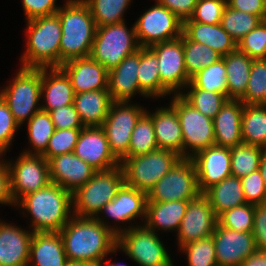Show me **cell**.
<instances>
[{
  "label": "cell",
  "mask_w": 266,
  "mask_h": 266,
  "mask_svg": "<svg viewBox=\"0 0 266 266\" xmlns=\"http://www.w3.org/2000/svg\"><path fill=\"white\" fill-rule=\"evenodd\" d=\"M186 253L188 266H218L213 237H207L180 247Z\"/></svg>",
  "instance_id": "bcb514c9"
},
{
  "label": "cell",
  "mask_w": 266,
  "mask_h": 266,
  "mask_svg": "<svg viewBox=\"0 0 266 266\" xmlns=\"http://www.w3.org/2000/svg\"><path fill=\"white\" fill-rule=\"evenodd\" d=\"M41 81L42 68L21 67L11 84L0 91L19 126L41 110Z\"/></svg>",
  "instance_id": "ba28073f"
},
{
  "label": "cell",
  "mask_w": 266,
  "mask_h": 266,
  "mask_svg": "<svg viewBox=\"0 0 266 266\" xmlns=\"http://www.w3.org/2000/svg\"><path fill=\"white\" fill-rule=\"evenodd\" d=\"M212 237L218 266H240L257 250L252 232H237L217 223Z\"/></svg>",
  "instance_id": "e0dca14e"
},
{
  "label": "cell",
  "mask_w": 266,
  "mask_h": 266,
  "mask_svg": "<svg viewBox=\"0 0 266 266\" xmlns=\"http://www.w3.org/2000/svg\"><path fill=\"white\" fill-rule=\"evenodd\" d=\"M217 216L208 199L201 193L189 201L186 213L177 231L179 247L212 236Z\"/></svg>",
  "instance_id": "2e32d148"
},
{
  "label": "cell",
  "mask_w": 266,
  "mask_h": 266,
  "mask_svg": "<svg viewBox=\"0 0 266 266\" xmlns=\"http://www.w3.org/2000/svg\"><path fill=\"white\" fill-rule=\"evenodd\" d=\"M110 261L111 260H106V262H105L106 266H120V265H118L116 263H111Z\"/></svg>",
  "instance_id": "be15d7a7"
},
{
  "label": "cell",
  "mask_w": 266,
  "mask_h": 266,
  "mask_svg": "<svg viewBox=\"0 0 266 266\" xmlns=\"http://www.w3.org/2000/svg\"><path fill=\"white\" fill-rule=\"evenodd\" d=\"M189 91L180 95L194 108L203 115L214 119L228 98L221 94L212 91L199 89L197 87H188Z\"/></svg>",
  "instance_id": "7bdbcfd3"
},
{
  "label": "cell",
  "mask_w": 266,
  "mask_h": 266,
  "mask_svg": "<svg viewBox=\"0 0 266 266\" xmlns=\"http://www.w3.org/2000/svg\"><path fill=\"white\" fill-rule=\"evenodd\" d=\"M228 0H200L195 5L194 12L189 19L184 21H196L205 24H220L221 18Z\"/></svg>",
  "instance_id": "681fc988"
},
{
  "label": "cell",
  "mask_w": 266,
  "mask_h": 266,
  "mask_svg": "<svg viewBox=\"0 0 266 266\" xmlns=\"http://www.w3.org/2000/svg\"><path fill=\"white\" fill-rule=\"evenodd\" d=\"M33 266H66L68 259L59 232H34L29 263Z\"/></svg>",
  "instance_id": "83f0119b"
},
{
  "label": "cell",
  "mask_w": 266,
  "mask_h": 266,
  "mask_svg": "<svg viewBox=\"0 0 266 266\" xmlns=\"http://www.w3.org/2000/svg\"><path fill=\"white\" fill-rule=\"evenodd\" d=\"M0 204L16 205L11 194L9 165L3 160H0Z\"/></svg>",
  "instance_id": "680465c9"
},
{
  "label": "cell",
  "mask_w": 266,
  "mask_h": 266,
  "mask_svg": "<svg viewBox=\"0 0 266 266\" xmlns=\"http://www.w3.org/2000/svg\"><path fill=\"white\" fill-rule=\"evenodd\" d=\"M16 206L31 214L33 232H60L71 218L72 193L51 182L23 196Z\"/></svg>",
  "instance_id": "7a4b0ae2"
},
{
  "label": "cell",
  "mask_w": 266,
  "mask_h": 266,
  "mask_svg": "<svg viewBox=\"0 0 266 266\" xmlns=\"http://www.w3.org/2000/svg\"><path fill=\"white\" fill-rule=\"evenodd\" d=\"M74 154L97 171L109 170L120 165L111 153L109 142L101 126L81 129Z\"/></svg>",
  "instance_id": "ac0fdd59"
},
{
  "label": "cell",
  "mask_w": 266,
  "mask_h": 266,
  "mask_svg": "<svg viewBox=\"0 0 266 266\" xmlns=\"http://www.w3.org/2000/svg\"><path fill=\"white\" fill-rule=\"evenodd\" d=\"M43 94L46 105L41 110L46 112L73 104L75 97L71 81L60 67L42 68L41 97Z\"/></svg>",
  "instance_id": "484cf974"
},
{
  "label": "cell",
  "mask_w": 266,
  "mask_h": 266,
  "mask_svg": "<svg viewBox=\"0 0 266 266\" xmlns=\"http://www.w3.org/2000/svg\"><path fill=\"white\" fill-rule=\"evenodd\" d=\"M252 233L257 250L266 251V203L254 205Z\"/></svg>",
  "instance_id": "11a10c76"
},
{
  "label": "cell",
  "mask_w": 266,
  "mask_h": 266,
  "mask_svg": "<svg viewBox=\"0 0 266 266\" xmlns=\"http://www.w3.org/2000/svg\"><path fill=\"white\" fill-rule=\"evenodd\" d=\"M218 224L237 232H252L254 221V204L246 203L221 213Z\"/></svg>",
  "instance_id": "f6af8a7d"
},
{
  "label": "cell",
  "mask_w": 266,
  "mask_h": 266,
  "mask_svg": "<svg viewBox=\"0 0 266 266\" xmlns=\"http://www.w3.org/2000/svg\"><path fill=\"white\" fill-rule=\"evenodd\" d=\"M237 48L253 59L266 58V20L245 35L237 43Z\"/></svg>",
  "instance_id": "c3c4849f"
},
{
  "label": "cell",
  "mask_w": 266,
  "mask_h": 266,
  "mask_svg": "<svg viewBox=\"0 0 266 266\" xmlns=\"http://www.w3.org/2000/svg\"><path fill=\"white\" fill-rule=\"evenodd\" d=\"M113 100L108 89L75 94L73 104L84 127L102 126Z\"/></svg>",
  "instance_id": "f546056e"
},
{
  "label": "cell",
  "mask_w": 266,
  "mask_h": 266,
  "mask_svg": "<svg viewBox=\"0 0 266 266\" xmlns=\"http://www.w3.org/2000/svg\"><path fill=\"white\" fill-rule=\"evenodd\" d=\"M201 194L194 161L181 158L147 194V202L193 200Z\"/></svg>",
  "instance_id": "8fae6325"
},
{
  "label": "cell",
  "mask_w": 266,
  "mask_h": 266,
  "mask_svg": "<svg viewBox=\"0 0 266 266\" xmlns=\"http://www.w3.org/2000/svg\"><path fill=\"white\" fill-rule=\"evenodd\" d=\"M33 234L0 221V266H28Z\"/></svg>",
  "instance_id": "603a6c76"
},
{
  "label": "cell",
  "mask_w": 266,
  "mask_h": 266,
  "mask_svg": "<svg viewBox=\"0 0 266 266\" xmlns=\"http://www.w3.org/2000/svg\"><path fill=\"white\" fill-rule=\"evenodd\" d=\"M243 104L266 105V58L253 59Z\"/></svg>",
  "instance_id": "ee69618b"
},
{
  "label": "cell",
  "mask_w": 266,
  "mask_h": 266,
  "mask_svg": "<svg viewBox=\"0 0 266 266\" xmlns=\"http://www.w3.org/2000/svg\"><path fill=\"white\" fill-rule=\"evenodd\" d=\"M197 1L198 0H156L158 4L167 7L182 21L192 16Z\"/></svg>",
  "instance_id": "9f6ffc18"
},
{
  "label": "cell",
  "mask_w": 266,
  "mask_h": 266,
  "mask_svg": "<svg viewBox=\"0 0 266 266\" xmlns=\"http://www.w3.org/2000/svg\"><path fill=\"white\" fill-rule=\"evenodd\" d=\"M60 18V66L71 59L89 57L96 25L88 5L83 0H67L56 12Z\"/></svg>",
  "instance_id": "3957f363"
},
{
  "label": "cell",
  "mask_w": 266,
  "mask_h": 266,
  "mask_svg": "<svg viewBox=\"0 0 266 266\" xmlns=\"http://www.w3.org/2000/svg\"><path fill=\"white\" fill-rule=\"evenodd\" d=\"M146 111L127 101H113L102 128L109 142L111 153L121 163L128 158L130 138L137 120Z\"/></svg>",
  "instance_id": "7c38bea8"
},
{
  "label": "cell",
  "mask_w": 266,
  "mask_h": 266,
  "mask_svg": "<svg viewBox=\"0 0 266 266\" xmlns=\"http://www.w3.org/2000/svg\"><path fill=\"white\" fill-rule=\"evenodd\" d=\"M194 161L201 193L231 176V148L210 146L197 152Z\"/></svg>",
  "instance_id": "d6986e66"
},
{
  "label": "cell",
  "mask_w": 266,
  "mask_h": 266,
  "mask_svg": "<svg viewBox=\"0 0 266 266\" xmlns=\"http://www.w3.org/2000/svg\"><path fill=\"white\" fill-rule=\"evenodd\" d=\"M169 105L176 110L181 124L183 158H191L197 152L215 145L213 119L200 113L180 94H174Z\"/></svg>",
  "instance_id": "30bf717a"
},
{
  "label": "cell",
  "mask_w": 266,
  "mask_h": 266,
  "mask_svg": "<svg viewBox=\"0 0 266 266\" xmlns=\"http://www.w3.org/2000/svg\"><path fill=\"white\" fill-rule=\"evenodd\" d=\"M262 19L250 13L225 7L221 18L222 28L238 43L245 35L252 31Z\"/></svg>",
  "instance_id": "60d3db41"
},
{
  "label": "cell",
  "mask_w": 266,
  "mask_h": 266,
  "mask_svg": "<svg viewBox=\"0 0 266 266\" xmlns=\"http://www.w3.org/2000/svg\"><path fill=\"white\" fill-rule=\"evenodd\" d=\"M246 203H266V186L259 170L240 178Z\"/></svg>",
  "instance_id": "f907efd6"
},
{
  "label": "cell",
  "mask_w": 266,
  "mask_h": 266,
  "mask_svg": "<svg viewBox=\"0 0 266 266\" xmlns=\"http://www.w3.org/2000/svg\"><path fill=\"white\" fill-rule=\"evenodd\" d=\"M27 25V49L21 57L22 67H60L62 27L58 14L28 20Z\"/></svg>",
  "instance_id": "277c9868"
},
{
  "label": "cell",
  "mask_w": 266,
  "mask_h": 266,
  "mask_svg": "<svg viewBox=\"0 0 266 266\" xmlns=\"http://www.w3.org/2000/svg\"><path fill=\"white\" fill-rule=\"evenodd\" d=\"M147 193L139 191L125 183L116 196L101 210L116 222H131L138 217L146 218Z\"/></svg>",
  "instance_id": "d4e9b609"
},
{
  "label": "cell",
  "mask_w": 266,
  "mask_h": 266,
  "mask_svg": "<svg viewBox=\"0 0 266 266\" xmlns=\"http://www.w3.org/2000/svg\"><path fill=\"white\" fill-rule=\"evenodd\" d=\"M244 104L228 99L213 119L215 145L233 148L242 141L241 118Z\"/></svg>",
  "instance_id": "cb8c5ba5"
},
{
  "label": "cell",
  "mask_w": 266,
  "mask_h": 266,
  "mask_svg": "<svg viewBox=\"0 0 266 266\" xmlns=\"http://www.w3.org/2000/svg\"><path fill=\"white\" fill-rule=\"evenodd\" d=\"M149 48L157 56L161 84L170 93L180 94V88L182 90L190 82L184 63L183 33L177 39L156 43Z\"/></svg>",
  "instance_id": "9a60e30c"
},
{
  "label": "cell",
  "mask_w": 266,
  "mask_h": 266,
  "mask_svg": "<svg viewBox=\"0 0 266 266\" xmlns=\"http://www.w3.org/2000/svg\"><path fill=\"white\" fill-rule=\"evenodd\" d=\"M181 158L174 151L160 148L145 155L125 158L120 163L125 184L148 194Z\"/></svg>",
  "instance_id": "52a82bcc"
},
{
  "label": "cell",
  "mask_w": 266,
  "mask_h": 266,
  "mask_svg": "<svg viewBox=\"0 0 266 266\" xmlns=\"http://www.w3.org/2000/svg\"><path fill=\"white\" fill-rule=\"evenodd\" d=\"M227 5L232 9L259 16L266 20V0H228Z\"/></svg>",
  "instance_id": "6f0895ef"
},
{
  "label": "cell",
  "mask_w": 266,
  "mask_h": 266,
  "mask_svg": "<svg viewBox=\"0 0 266 266\" xmlns=\"http://www.w3.org/2000/svg\"><path fill=\"white\" fill-rule=\"evenodd\" d=\"M218 217L226 210L246 204L240 178L229 176L202 193Z\"/></svg>",
  "instance_id": "d6a6232c"
},
{
  "label": "cell",
  "mask_w": 266,
  "mask_h": 266,
  "mask_svg": "<svg viewBox=\"0 0 266 266\" xmlns=\"http://www.w3.org/2000/svg\"><path fill=\"white\" fill-rule=\"evenodd\" d=\"M60 68L69 77L75 94L108 89V70L90 56L71 59Z\"/></svg>",
  "instance_id": "44dd1931"
},
{
  "label": "cell",
  "mask_w": 266,
  "mask_h": 266,
  "mask_svg": "<svg viewBox=\"0 0 266 266\" xmlns=\"http://www.w3.org/2000/svg\"><path fill=\"white\" fill-rule=\"evenodd\" d=\"M121 231L120 227H112L98 216L77 217L72 214L59 233L68 261L103 265L104 257L118 250L117 235Z\"/></svg>",
  "instance_id": "6da1fadb"
},
{
  "label": "cell",
  "mask_w": 266,
  "mask_h": 266,
  "mask_svg": "<svg viewBox=\"0 0 266 266\" xmlns=\"http://www.w3.org/2000/svg\"><path fill=\"white\" fill-rule=\"evenodd\" d=\"M48 164L51 182L71 193L83 186L97 172L74 152L52 157Z\"/></svg>",
  "instance_id": "ffe728a7"
},
{
  "label": "cell",
  "mask_w": 266,
  "mask_h": 266,
  "mask_svg": "<svg viewBox=\"0 0 266 266\" xmlns=\"http://www.w3.org/2000/svg\"><path fill=\"white\" fill-rule=\"evenodd\" d=\"M189 201L147 202L146 224L144 225L154 232L157 227L159 230L175 229L178 231Z\"/></svg>",
  "instance_id": "4dcf8cb0"
},
{
  "label": "cell",
  "mask_w": 266,
  "mask_h": 266,
  "mask_svg": "<svg viewBox=\"0 0 266 266\" xmlns=\"http://www.w3.org/2000/svg\"><path fill=\"white\" fill-rule=\"evenodd\" d=\"M182 33L189 39L204 44L221 56L234 51L237 43L222 28L221 24H205L196 21H183Z\"/></svg>",
  "instance_id": "f1b7e54d"
},
{
  "label": "cell",
  "mask_w": 266,
  "mask_h": 266,
  "mask_svg": "<svg viewBox=\"0 0 266 266\" xmlns=\"http://www.w3.org/2000/svg\"><path fill=\"white\" fill-rule=\"evenodd\" d=\"M140 48L134 25L129 30L124 21L96 27L90 57L110 71Z\"/></svg>",
  "instance_id": "8992f818"
},
{
  "label": "cell",
  "mask_w": 266,
  "mask_h": 266,
  "mask_svg": "<svg viewBox=\"0 0 266 266\" xmlns=\"http://www.w3.org/2000/svg\"><path fill=\"white\" fill-rule=\"evenodd\" d=\"M241 130L243 143L266 148V105L244 104Z\"/></svg>",
  "instance_id": "e575fe53"
},
{
  "label": "cell",
  "mask_w": 266,
  "mask_h": 266,
  "mask_svg": "<svg viewBox=\"0 0 266 266\" xmlns=\"http://www.w3.org/2000/svg\"><path fill=\"white\" fill-rule=\"evenodd\" d=\"M117 247L140 266H173L158 234L145 225L122 227L117 235Z\"/></svg>",
  "instance_id": "9c48e42d"
},
{
  "label": "cell",
  "mask_w": 266,
  "mask_h": 266,
  "mask_svg": "<svg viewBox=\"0 0 266 266\" xmlns=\"http://www.w3.org/2000/svg\"><path fill=\"white\" fill-rule=\"evenodd\" d=\"M187 87L221 93L227 97V78L224 59L207 66L190 78Z\"/></svg>",
  "instance_id": "f35d334b"
},
{
  "label": "cell",
  "mask_w": 266,
  "mask_h": 266,
  "mask_svg": "<svg viewBox=\"0 0 266 266\" xmlns=\"http://www.w3.org/2000/svg\"><path fill=\"white\" fill-rule=\"evenodd\" d=\"M158 149L154 125L149 112L145 111L137 120L130 138L128 157L148 154Z\"/></svg>",
  "instance_id": "8d00e7d4"
},
{
  "label": "cell",
  "mask_w": 266,
  "mask_h": 266,
  "mask_svg": "<svg viewBox=\"0 0 266 266\" xmlns=\"http://www.w3.org/2000/svg\"><path fill=\"white\" fill-rule=\"evenodd\" d=\"M81 129H55L42 156L48 161L57 155L74 152Z\"/></svg>",
  "instance_id": "7dc6e473"
},
{
  "label": "cell",
  "mask_w": 266,
  "mask_h": 266,
  "mask_svg": "<svg viewBox=\"0 0 266 266\" xmlns=\"http://www.w3.org/2000/svg\"><path fill=\"white\" fill-rule=\"evenodd\" d=\"M183 52L185 69L189 78L222 58L215 50L204 44L189 40L184 34Z\"/></svg>",
  "instance_id": "d590c367"
},
{
  "label": "cell",
  "mask_w": 266,
  "mask_h": 266,
  "mask_svg": "<svg viewBox=\"0 0 266 266\" xmlns=\"http://www.w3.org/2000/svg\"><path fill=\"white\" fill-rule=\"evenodd\" d=\"M137 75L139 87L147 96L160 98L171 94L160 82L158 59L149 47L140 48Z\"/></svg>",
  "instance_id": "836d02e7"
},
{
  "label": "cell",
  "mask_w": 266,
  "mask_h": 266,
  "mask_svg": "<svg viewBox=\"0 0 266 266\" xmlns=\"http://www.w3.org/2000/svg\"><path fill=\"white\" fill-rule=\"evenodd\" d=\"M27 128L28 138L35 152L26 150L23 153L42 155L46 151L49 139L55 130L49 112L43 110L36 112L29 119Z\"/></svg>",
  "instance_id": "74e56055"
},
{
  "label": "cell",
  "mask_w": 266,
  "mask_h": 266,
  "mask_svg": "<svg viewBox=\"0 0 266 266\" xmlns=\"http://www.w3.org/2000/svg\"><path fill=\"white\" fill-rule=\"evenodd\" d=\"M124 183L121 165L97 171L90 180L72 193L73 215L92 218L99 216L102 208L116 196Z\"/></svg>",
  "instance_id": "5b68a950"
},
{
  "label": "cell",
  "mask_w": 266,
  "mask_h": 266,
  "mask_svg": "<svg viewBox=\"0 0 266 266\" xmlns=\"http://www.w3.org/2000/svg\"><path fill=\"white\" fill-rule=\"evenodd\" d=\"M222 58L226 68L227 98L240 100L246 92L253 58L238 48Z\"/></svg>",
  "instance_id": "1f68e13d"
},
{
  "label": "cell",
  "mask_w": 266,
  "mask_h": 266,
  "mask_svg": "<svg viewBox=\"0 0 266 266\" xmlns=\"http://www.w3.org/2000/svg\"><path fill=\"white\" fill-rule=\"evenodd\" d=\"M170 107L157 109L150 114L154 125L157 146L171 150L183 158V133L176 110Z\"/></svg>",
  "instance_id": "4316f807"
},
{
  "label": "cell",
  "mask_w": 266,
  "mask_h": 266,
  "mask_svg": "<svg viewBox=\"0 0 266 266\" xmlns=\"http://www.w3.org/2000/svg\"><path fill=\"white\" fill-rule=\"evenodd\" d=\"M139 63L140 49L108 71V92L113 101L129 102L136 93L148 97L139 87L137 78Z\"/></svg>",
  "instance_id": "7402d4cb"
},
{
  "label": "cell",
  "mask_w": 266,
  "mask_h": 266,
  "mask_svg": "<svg viewBox=\"0 0 266 266\" xmlns=\"http://www.w3.org/2000/svg\"><path fill=\"white\" fill-rule=\"evenodd\" d=\"M89 7L96 27L124 22L123 14L131 0H83Z\"/></svg>",
  "instance_id": "ab89813d"
},
{
  "label": "cell",
  "mask_w": 266,
  "mask_h": 266,
  "mask_svg": "<svg viewBox=\"0 0 266 266\" xmlns=\"http://www.w3.org/2000/svg\"><path fill=\"white\" fill-rule=\"evenodd\" d=\"M56 0H22L23 9L27 21L55 14L60 7H56Z\"/></svg>",
  "instance_id": "db71d44e"
},
{
  "label": "cell",
  "mask_w": 266,
  "mask_h": 266,
  "mask_svg": "<svg viewBox=\"0 0 266 266\" xmlns=\"http://www.w3.org/2000/svg\"><path fill=\"white\" fill-rule=\"evenodd\" d=\"M262 147L241 143L231 148V174L238 178L259 169Z\"/></svg>",
  "instance_id": "b9f144b4"
},
{
  "label": "cell",
  "mask_w": 266,
  "mask_h": 266,
  "mask_svg": "<svg viewBox=\"0 0 266 266\" xmlns=\"http://www.w3.org/2000/svg\"><path fill=\"white\" fill-rule=\"evenodd\" d=\"M258 170L260 171V174L266 186V148H262V155Z\"/></svg>",
  "instance_id": "94428289"
},
{
  "label": "cell",
  "mask_w": 266,
  "mask_h": 266,
  "mask_svg": "<svg viewBox=\"0 0 266 266\" xmlns=\"http://www.w3.org/2000/svg\"><path fill=\"white\" fill-rule=\"evenodd\" d=\"M19 127L7 103L0 96V154L3 155L10 148Z\"/></svg>",
  "instance_id": "816d5d0a"
},
{
  "label": "cell",
  "mask_w": 266,
  "mask_h": 266,
  "mask_svg": "<svg viewBox=\"0 0 266 266\" xmlns=\"http://www.w3.org/2000/svg\"><path fill=\"white\" fill-rule=\"evenodd\" d=\"M49 114L55 129L84 128L74 104L53 109Z\"/></svg>",
  "instance_id": "f5cc1de1"
},
{
  "label": "cell",
  "mask_w": 266,
  "mask_h": 266,
  "mask_svg": "<svg viewBox=\"0 0 266 266\" xmlns=\"http://www.w3.org/2000/svg\"><path fill=\"white\" fill-rule=\"evenodd\" d=\"M240 266H266V251H254Z\"/></svg>",
  "instance_id": "91938a15"
},
{
  "label": "cell",
  "mask_w": 266,
  "mask_h": 266,
  "mask_svg": "<svg viewBox=\"0 0 266 266\" xmlns=\"http://www.w3.org/2000/svg\"><path fill=\"white\" fill-rule=\"evenodd\" d=\"M66 266H102L101 264H90L85 262L68 261Z\"/></svg>",
  "instance_id": "6125c7cd"
},
{
  "label": "cell",
  "mask_w": 266,
  "mask_h": 266,
  "mask_svg": "<svg viewBox=\"0 0 266 266\" xmlns=\"http://www.w3.org/2000/svg\"><path fill=\"white\" fill-rule=\"evenodd\" d=\"M11 194L15 204L25 195L51 183L49 164L42 155L22 153L10 164Z\"/></svg>",
  "instance_id": "5bb4252c"
},
{
  "label": "cell",
  "mask_w": 266,
  "mask_h": 266,
  "mask_svg": "<svg viewBox=\"0 0 266 266\" xmlns=\"http://www.w3.org/2000/svg\"><path fill=\"white\" fill-rule=\"evenodd\" d=\"M140 47L177 39L182 35L183 21L167 7L156 3L134 24Z\"/></svg>",
  "instance_id": "4fadbf2b"
}]
</instances>
